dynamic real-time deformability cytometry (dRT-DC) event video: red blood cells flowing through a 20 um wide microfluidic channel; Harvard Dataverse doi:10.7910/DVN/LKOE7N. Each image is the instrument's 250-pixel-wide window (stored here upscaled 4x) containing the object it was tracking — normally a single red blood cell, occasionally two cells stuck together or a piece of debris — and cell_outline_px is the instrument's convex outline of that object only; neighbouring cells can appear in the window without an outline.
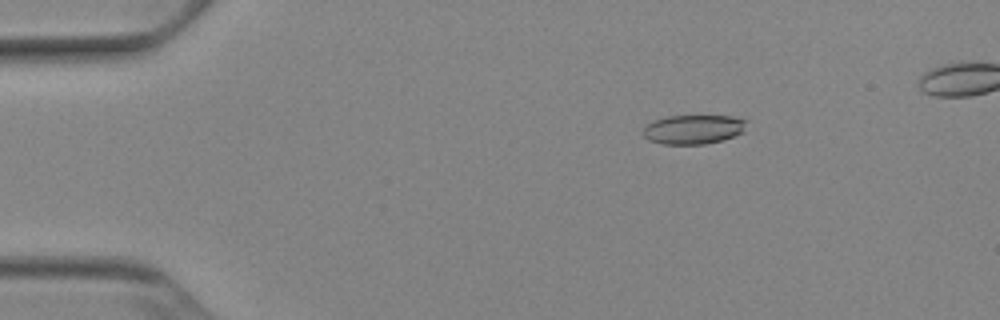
{"species": "Egyptian fruit bat (a non-hibernating species)", "species_latin": "Rousettus aegyptiacus", "temperature_condition": "cold", "stored_images_in_passage": 50, "camera_frame_rate_fps": 3000, "um_per_image_px": 0.085, "animal": {"sex": "female"}, "frame": {"image": 1, "passage_image": 8, "time_ms": 2.333, "image_size_px": [1000, 320], "cell_outline_px": [[748, 120], [744, 132], [724, 140], [704, 144], [660, 144], [648, 140], [640, 132], [652, 120], [668, 116], [732, 116]], "centroid_in_image_um": [58.94, 11.0], "position_along_channel_um": 26.1, "area_um2": 17.92}}
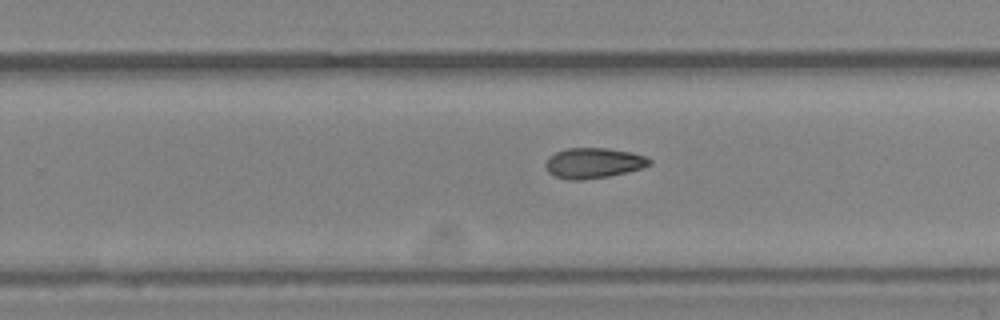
{"frame": {"image": 2, "passage_image": 33, "time_ms": 10.667, "image_size_px": [1000, 320], "cell_outline_px": [[652, 164], [628, 172], [608, 176], [580, 180], [568, 180], [556, 176], [548, 172], [544, 164], [548, 156], [564, 148], [608, 148], [632, 152], [644, 156], [652, 160]], "centroid_in_image_um": [50.42, 13.85], "position_along_channel_um": 279.4, "area_um2": 18.5}}
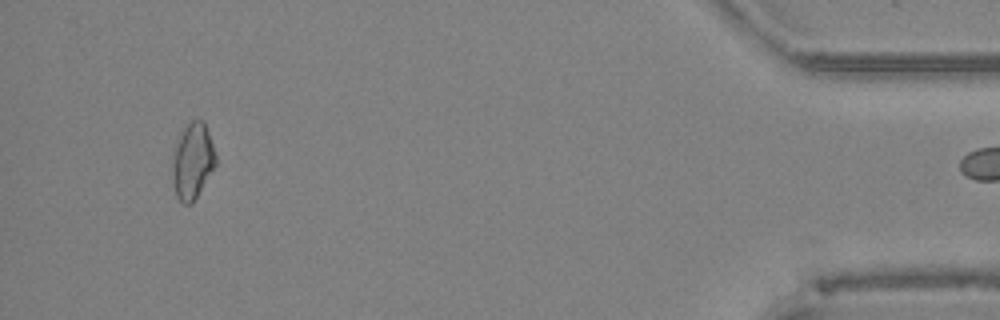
{"frame": {"image": 3, "passage_image": 49, "time_ms": 16.0, "image_size_px": [1000, 320], "cell_outline_px": [[216, 164], [192, 204], [184, 204], [176, 196], [172, 176], [172, 156], [180, 128], [192, 120], [204, 120], [216, 156]], "centroid_in_image_um": [16.34, 13.65], "position_along_channel_um": 418.9, "area_um2": 19.31}}